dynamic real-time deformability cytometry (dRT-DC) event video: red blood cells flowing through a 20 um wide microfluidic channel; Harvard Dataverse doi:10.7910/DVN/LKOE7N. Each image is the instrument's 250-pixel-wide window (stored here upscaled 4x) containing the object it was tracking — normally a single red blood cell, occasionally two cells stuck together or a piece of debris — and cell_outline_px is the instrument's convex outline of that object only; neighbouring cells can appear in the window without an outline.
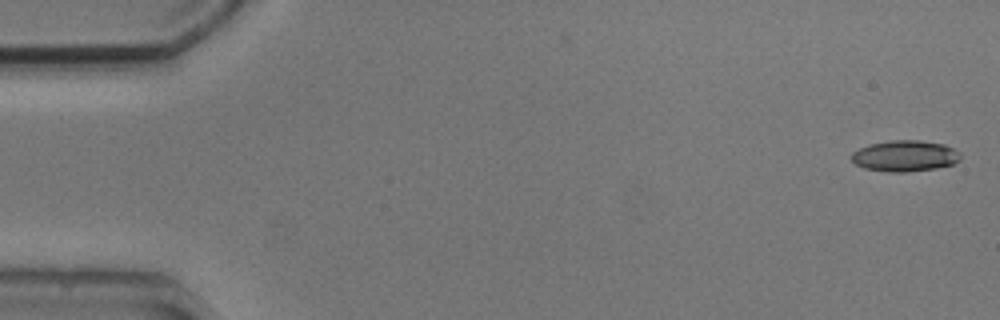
{"species": "common noctule bat (a hibernating species)", "species_latin": "Nyctalus noctula", "temperature_condition": "cold", "stored_images_in_passage": 5, "camera_frame_rate_fps": 3000, "um_per_image_px": 0.085, "animal": {"sex": "male", "body_mass_g": 20.5, "forearm_length_mm": 52.5}, "frame": {"image": 1, "passage_image": 1, "time_ms": 0.0, "image_size_px": [1000, 320], "cell_outline_px": [[960, 160], [952, 164], [936, 168], [904, 172], [888, 172], [864, 168], [856, 164], [852, 160], [852, 152], [868, 144], [892, 140], [920, 140], [944, 144], [960, 152]], "centroid_in_image_um": [76.92, 13.25], "position_along_channel_um": 8.1, "area_um2": 19.71}}
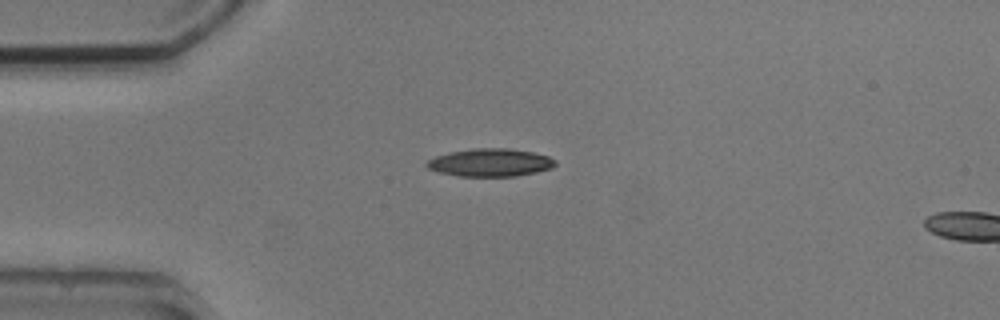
{"frame": {"image": 2, "passage_image": 4, "time_ms": 4.0, "image_size_px": [1000, 320], "cell_outline_px": [[556, 164], [552, 168], [536, 172], [516, 176], [460, 176], [440, 172], [428, 168], [424, 164], [428, 160], [436, 156], [452, 152], [476, 148], [508, 148], [532, 152], [548, 156], [556, 160]], "centroid_in_image_um": [41.7, 13.82], "position_along_channel_um": 43.3, "area_um2": 20.69}}